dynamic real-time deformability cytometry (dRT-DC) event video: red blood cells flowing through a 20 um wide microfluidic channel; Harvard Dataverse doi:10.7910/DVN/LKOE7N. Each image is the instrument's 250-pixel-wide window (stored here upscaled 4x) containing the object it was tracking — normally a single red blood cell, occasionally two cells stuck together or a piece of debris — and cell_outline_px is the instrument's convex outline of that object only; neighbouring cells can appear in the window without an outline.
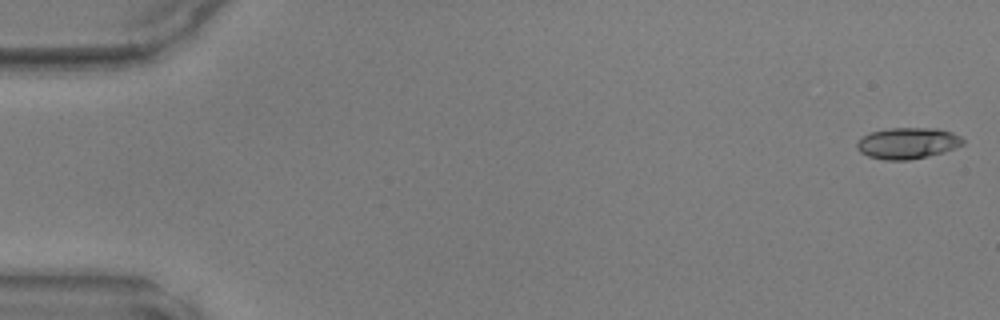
{"species": "common noctule bat (a hibernating species)", "species_latin": "Nyctalus noctula", "temperature_condition": "warm", "stored_images_in_passage": 48, "camera_frame_rate_fps": 3000, "um_per_image_px": 0.085, "animal": {"sex": "male", "body_mass_g": 17.9, "forearm_length_mm": 54.2}, "frame": {"image": 1, "passage_image": 1, "time_ms": 0.0, "image_size_px": [1000, 320], "cell_outline_px": [[964, 144], [944, 152], [928, 156], [908, 160], [884, 160], [868, 156], [860, 152], [856, 148], [856, 144], [864, 136], [872, 132], [888, 128], [940, 128], [952, 132], [960, 136], [964, 140]], "centroid_in_image_um": [77.17, 12.17], "position_along_channel_um": 7.8, "area_um2": 19.31}}
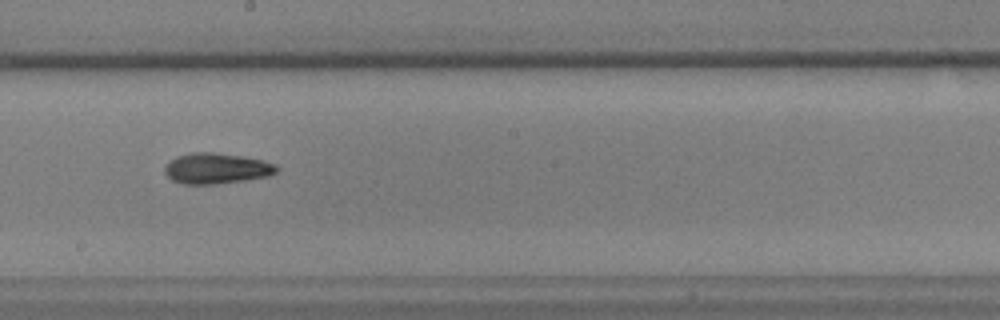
{"frame": {"image": 2, "passage_image": 27, "time_ms": 8.667, "image_size_px": [1000, 320], "cell_outline_px": [[280, 168], [276, 172], [268, 176], [244, 180], [216, 184], [184, 184], [172, 180], [164, 172], [164, 168], [176, 156], [192, 152], [212, 152], [240, 156], [260, 160], [276, 164]], "centroid_in_image_um": [18.4, 14.32], "position_along_channel_um": 229.8, "area_um2": 19.83}}
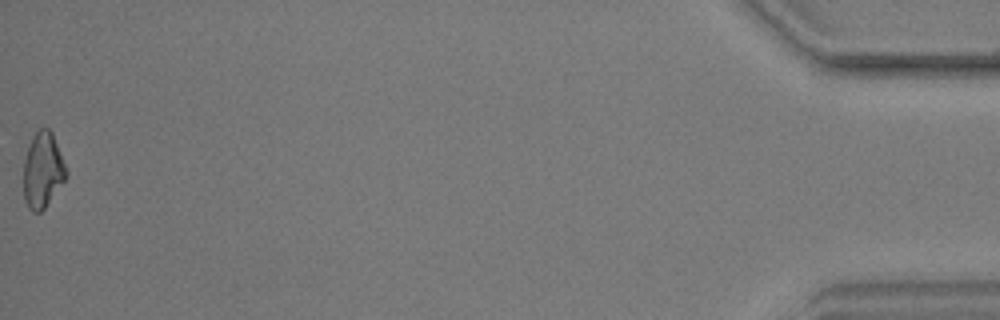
{"frame": {"image": 3, "passage_image": 48, "time_ms": 15.667, "image_size_px": [1000, 320], "cell_outline_px": [[68, 176], [44, 208], [40, 212], [32, 212], [28, 208], [24, 200], [24, 160], [28, 144], [32, 136], [40, 128], [48, 128], [52, 132], [68, 172]], "centroid_in_image_um": [3.63, 14.46], "position_along_channel_um": 431.6, "area_um2": 18.79}}